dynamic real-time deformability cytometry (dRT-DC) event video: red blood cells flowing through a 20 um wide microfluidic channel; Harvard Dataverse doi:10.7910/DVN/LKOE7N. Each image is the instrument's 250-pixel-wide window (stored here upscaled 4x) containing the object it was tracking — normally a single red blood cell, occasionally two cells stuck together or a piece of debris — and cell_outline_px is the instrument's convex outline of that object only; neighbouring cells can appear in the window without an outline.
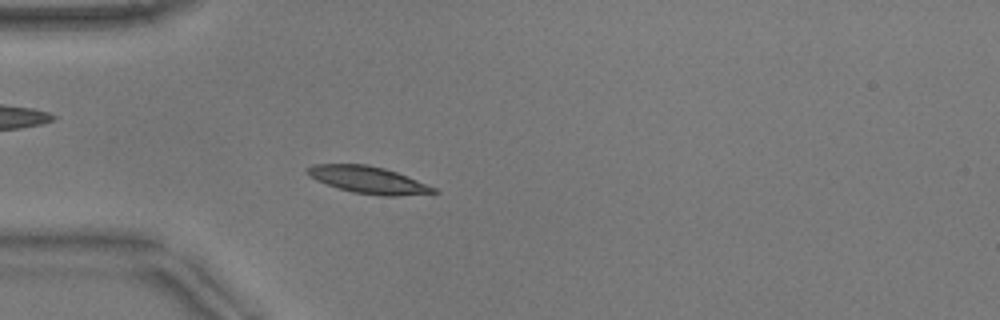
{"species": "common noctule bat (a hibernating species)", "species_latin": "Nyctalus noctula", "temperature_condition": "warm", "stored_images_in_passage": 52, "camera_frame_rate_fps": 3000, "um_per_image_px": 0.085, "animal": {"sex": "male", "body_mass_g": 17.9}, "frame": {"image": 1, "passage_image": 14, "time_ms": 4.333, "image_size_px": [1000, 320], "cell_outline_px": [[440, 192], [396, 196], [380, 196], [352, 192], [316, 180], [308, 176], [304, 172], [304, 168], [316, 164], [368, 164], [384, 168], [396, 172], [436, 188]], "centroid_in_image_um": [31.25, 15.28], "position_along_channel_um": 53.7, "area_um2": 19.83}}
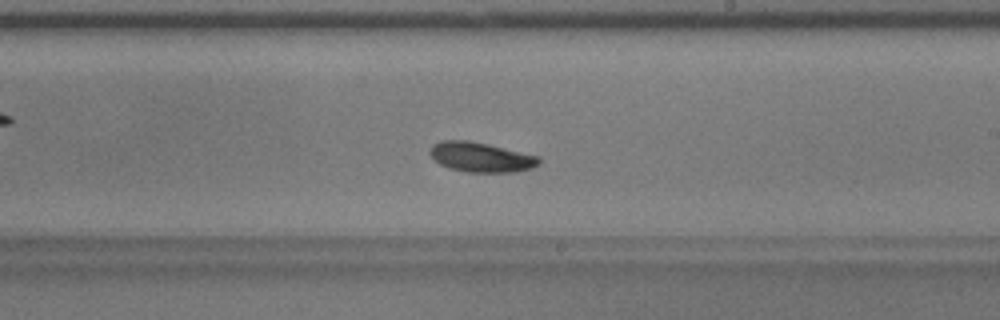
{"frame": {"image": 2, "passage_image": 30, "time_ms": 9.667, "image_size_px": [1000, 320], "cell_outline_px": [[540, 164], [532, 168], [516, 172], [468, 172], [448, 168], [440, 164], [428, 152], [432, 144], [440, 140], [468, 140], [488, 144], [540, 156]], "centroid_in_image_um": [40.89, 13.35], "position_along_channel_um": 248.1, "area_um2": 19.07}}
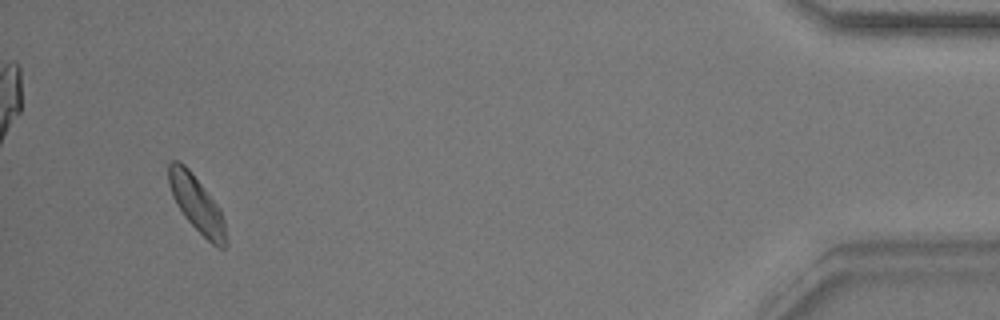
{"frame": {"image": 3, "passage_image": 49, "time_ms": 16.0, "image_size_px": [1000, 320], "cell_outline_px": [[228, 244], [224, 248], [220, 248], [212, 244], [184, 216], [176, 204], [172, 196], [168, 184], [168, 164], [172, 160], [180, 160], [188, 168], [220, 208], [224, 220], [228, 236]], "centroid_in_image_um": [16.73, 17.34], "position_along_channel_um": 418.5, "area_um2": 18.79}, "authors_computed_cell_mechanics": {"area_um2": 18.8139, "velocity_mm_per_s": 3.8036, "shape_relaxation_time_tau1_ms": 1.9734, "shape_relaxation_time_tau2_ms": null, "deformation_change_tau1": 0.0783, "deformation_change_tau2": null}}